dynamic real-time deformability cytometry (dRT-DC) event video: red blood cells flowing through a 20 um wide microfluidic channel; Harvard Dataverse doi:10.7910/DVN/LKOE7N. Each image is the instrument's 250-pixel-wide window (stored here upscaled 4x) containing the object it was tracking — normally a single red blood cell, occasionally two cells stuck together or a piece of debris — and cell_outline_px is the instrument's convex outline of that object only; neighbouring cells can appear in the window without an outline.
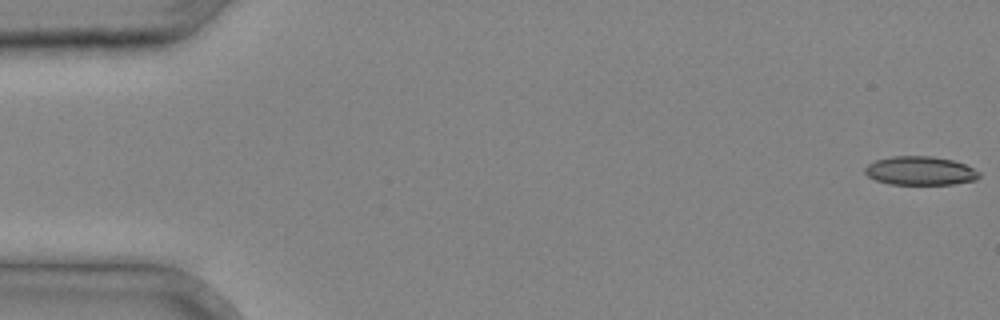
{"species": "common noctule bat (a hibernating species)", "species_latin": "Nyctalus noctula", "temperature_condition": "cold", "stored_images_in_passage": 37, "camera_frame_rate_fps": 3000, "um_per_image_px": 0.085, "animal": {"sex": "male", "body_mass_g": 20.4}, "frame": {"image": 1, "passage_image": 1, "time_ms": 0.0, "image_size_px": [1000, 320], "cell_outline_px": [[980, 176], [976, 180], [952, 184], [888, 184], [876, 180], [868, 176], [864, 172], [864, 168], [868, 164], [876, 160], [892, 156], [932, 156], [952, 160], [964, 164], [980, 172]], "centroid_in_image_um": [78.2, 14.51], "position_along_channel_um": 6.8, "area_um2": 19.07}}
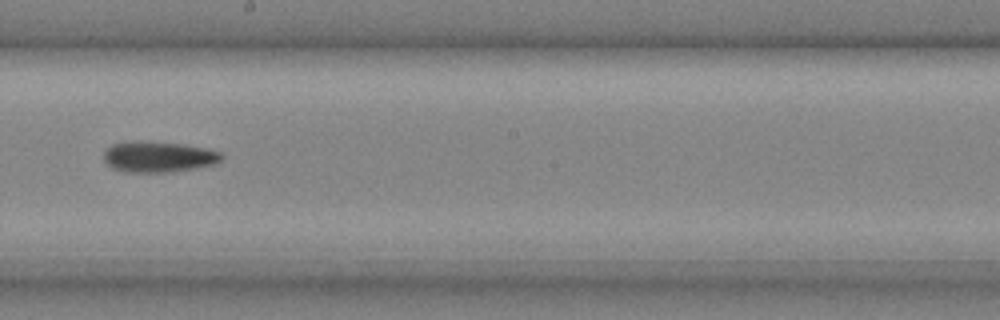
{"frame": {"image": 2, "passage_image": 22, "time_ms": 7.0, "image_size_px": [1000, 320], "cell_outline_px": [[224, 156], [216, 164], [196, 168], [172, 172], [124, 172], [112, 168], [104, 160], [104, 152], [112, 144], [136, 140], [140, 140], [184, 144], [208, 148], [220, 152]], "centroid_in_image_um": [13.49, 13.32], "position_along_channel_um": 234.7, "area_um2": 21.44}}
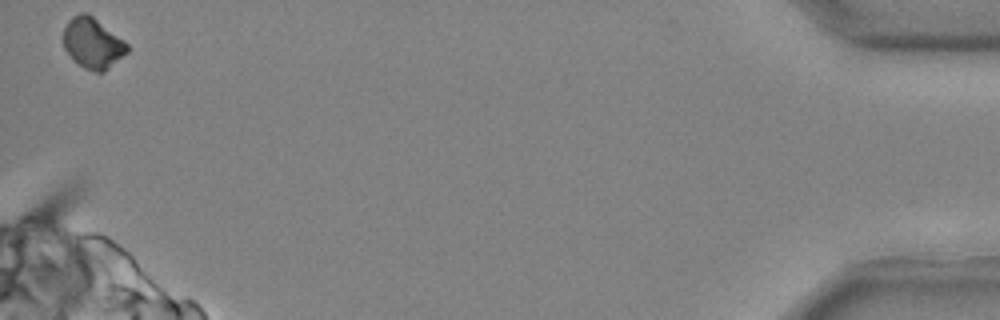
{"frame": {"image": 3, "passage_image": 37, "time_ms": 12.0, "image_size_px": [1000, 320], "cell_outline_px": [[128, 52], [104, 72], [96, 72], [84, 68], [64, 48], [60, 40], [64, 28], [68, 20], [72, 16], [80, 12], [88, 12], [124, 40], [128, 44]], "centroid_in_image_um": [7.86, 3.63], "position_along_channel_um": 427.3, "area_um2": 18.96}}